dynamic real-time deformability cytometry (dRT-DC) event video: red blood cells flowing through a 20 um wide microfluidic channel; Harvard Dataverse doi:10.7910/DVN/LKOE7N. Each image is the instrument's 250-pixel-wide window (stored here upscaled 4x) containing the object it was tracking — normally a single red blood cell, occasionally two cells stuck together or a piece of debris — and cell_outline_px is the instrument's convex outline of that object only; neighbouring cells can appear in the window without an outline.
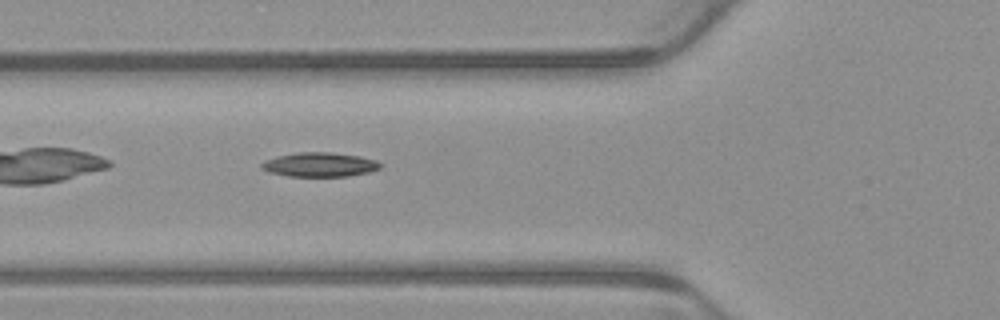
{"species": "common noctule bat (a hibernating species)", "species_latin": "Nyctalus noctula", "temperature_condition": "warm", "stored_images_in_passage": 3, "camera_frame_rate_fps": 3000, "um_per_image_px": 0.085, "animal": {"sex": "male", "body_mass_g": 23.1, "forearm_length_mm": 52.7}, "frame": {"image": 1, "passage_image": 3, "time_ms": 0.667, "image_size_px": [1000, 320], "cell_outline_px": [[384, 164], [380, 168], [368, 172], [348, 176], [288, 176], [272, 172], [260, 168], [260, 164], [264, 160], [276, 156], [300, 152], [332, 152], [360, 156], [376, 160]], "centroid_in_image_um": [27.19, 13.98], "position_along_channel_um": 98.6, "area_um2": 16.82}}